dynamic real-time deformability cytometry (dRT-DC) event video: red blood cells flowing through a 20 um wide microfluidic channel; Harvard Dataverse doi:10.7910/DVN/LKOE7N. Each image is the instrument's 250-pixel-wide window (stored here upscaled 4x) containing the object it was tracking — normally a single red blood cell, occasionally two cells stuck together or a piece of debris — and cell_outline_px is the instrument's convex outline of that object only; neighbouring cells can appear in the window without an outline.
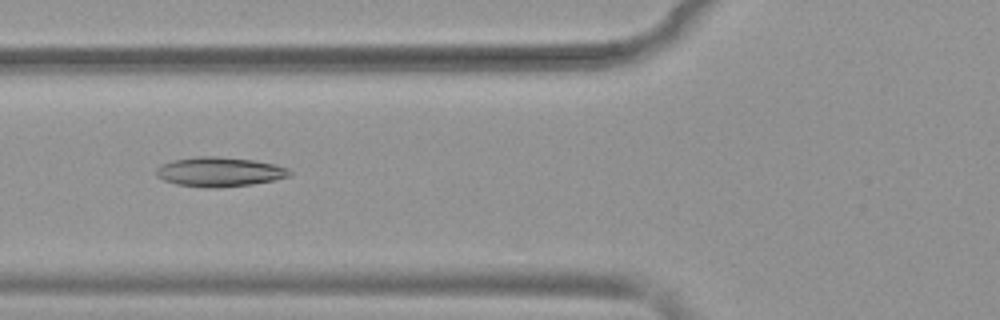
{"species": "common noctule bat (a hibernating species)", "species_latin": "Nyctalus noctula", "temperature_condition": "warm", "stored_images_in_passage": 42, "camera_frame_rate_fps": 3000, "um_per_image_px": 0.085, "animal": {"sex": "female", "body_mass_g": 19.9}, "frame": {"image": 1, "passage_image": 10, "time_ms": 3.0, "image_size_px": [1000, 320], "cell_outline_px": [[292, 176], [252, 184], [220, 188], [204, 188], [176, 184], [164, 180], [156, 176], [156, 168], [160, 164], [172, 160], [196, 156], [216, 156], [252, 160], [272, 164], [288, 168], [292, 172]], "centroid_in_image_um": [18.62, 14.61], "position_along_channel_um": 107.2, "area_um2": 23.06}}
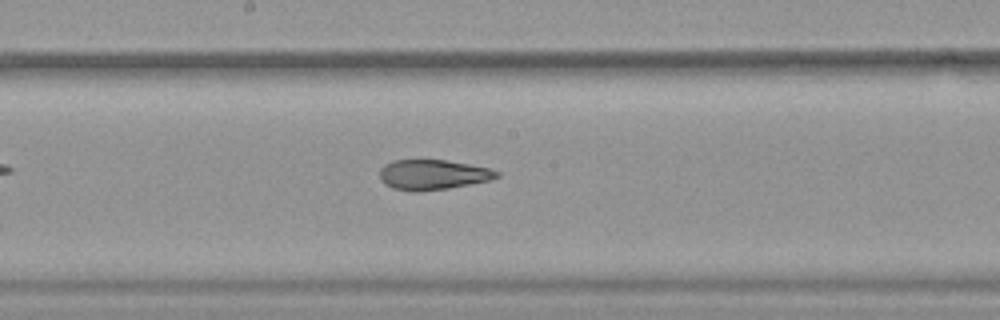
{"frame": {"image": 2, "passage_image": 18, "time_ms": 5.667, "image_size_px": [1000, 320], "cell_outline_px": [[500, 176], [488, 180], [448, 188], [420, 192], [412, 192], [392, 188], [384, 184], [380, 180], [380, 168], [384, 164], [392, 160], [444, 160], [492, 168], [500, 172]], "centroid_in_image_um": [36.75, 14.85], "position_along_channel_um": 211.4, "area_um2": 20.63}}
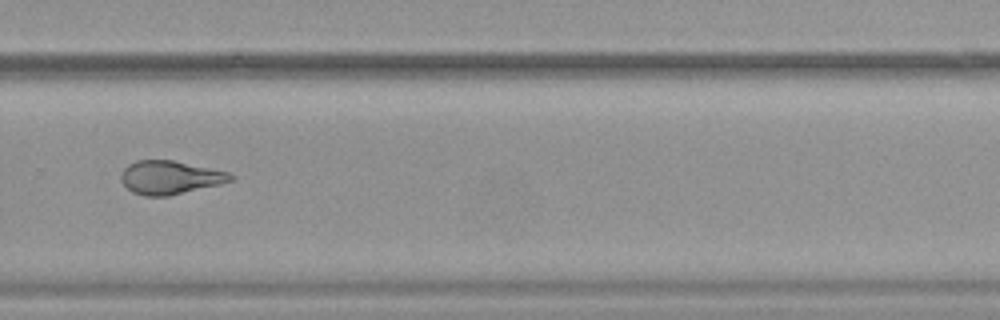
{"frame": {"image": 3, "passage_image": 26, "time_ms": 8.333, "image_size_px": [1000, 320], "cell_outline_px": [[232, 180], [220, 184], [168, 196], [144, 196], [132, 192], [120, 180], [120, 176], [124, 168], [128, 164], [136, 160], [172, 160], [228, 172], [232, 176]], "centroid_in_image_um": [14.4, 15.08], "position_along_channel_um": 315.4, "area_um2": 21.15}, "authors_computed_cell_mechanics": {"area_um2": 22.8021, "velocity_mm_per_s": 3.9143, "shape_relaxation_time_tau1_ms": null, "shape_relaxation_time_tau2_ms": 2.079, "deformation_change_tau1": null, "deformation_change_tau2": 0.0994}}